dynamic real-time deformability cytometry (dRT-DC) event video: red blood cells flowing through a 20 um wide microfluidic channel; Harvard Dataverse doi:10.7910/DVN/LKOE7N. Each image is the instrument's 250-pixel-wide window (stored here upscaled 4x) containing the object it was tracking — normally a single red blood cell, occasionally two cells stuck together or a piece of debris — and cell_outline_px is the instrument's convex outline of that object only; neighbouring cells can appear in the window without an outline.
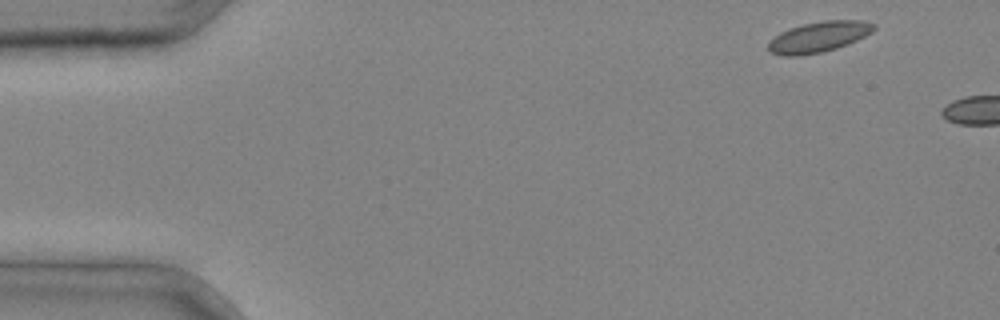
{"species": "common noctule bat (a hibernating species)", "species_latin": "Nyctalus noctula", "temperature_condition": "cold", "stored_images_in_passage": 2, "camera_frame_rate_fps": 3000, "um_per_image_px": 0.085, "animal": {"sex": "male", "body_mass_g": 20.4}, "frame": {"image": 1, "passage_image": 1, "time_ms": 0.0, "image_size_px": [1000, 320], "cell_outline_px": [[876, 28], [872, 32], [848, 44], [824, 52], [800, 56], [784, 56], [772, 52], [768, 48], [768, 40], [780, 32], [804, 24], [824, 20], [864, 20], [876, 24]], "centroid_in_image_um": [69.61, 3.14], "position_along_channel_um": 15.4, "area_um2": 18.9}}